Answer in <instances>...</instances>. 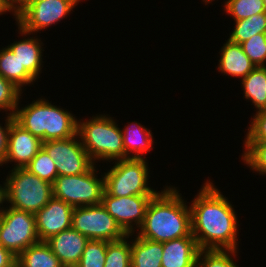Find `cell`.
<instances>
[{
    "label": "cell",
    "instance_id": "obj_18",
    "mask_svg": "<svg viewBox=\"0 0 266 267\" xmlns=\"http://www.w3.org/2000/svg\"><path fill=\"white\" fill-rule=\"evenodd\" d=\"M42 42L38 38L28 37L20 41H14V43L8 45L11 51L17 56L25 69L35 78H39L41 73L42 59ZM38 77V78H37Z\"/></svg>",
    "mask_w": 266,
    "mask_h": 267
},
{
    "label": "cell",
    "instance_id": "obj_31",
    "mask_svg": "<svg viewBox=\"0 0 266 267\" xmlns=\"http://www.w3.org/2000/svg\"><path fill=\"white\" fill-rule=\"evenodd\" d=\"M240 45L256 67L266 66V33L254 35Z\"/></svg>",
    "mask_w": 266,
    "mask_h": 267
},
{
    "label": "cell",
    "instance_id": "obj_33",
    "mask_svg": "<svg viewBox=\"0 0 266 267\" xmlns=\"http://www.w3.org/2000/svg\"><path fill=\"white\" fill-rule=\"evenodd\" d=\"M244 142H266V109L256 112Z\"/></svg>",
    "mask_w": 266,
    "mask_h": 267
},
{
    "label": "cell",
    "instance_id": "obj_5",
    "mask_svg": "<svg viewBox=\"0 0 266 267\" xmlns=\"http://www.w3.org/2000/svg\"><path fill=\"white\" fill-rule=\"evenodd\" d=\"M10 172L4 182L9 207L35 214L53 197L52 184L26 168H12Z\"/></svg>",
    "mask_w": 266,
    "mask_h": 267
},
{
    "label": "cell",
    "instance_id": "obj_40",
    "mask_svg": "<svg viewBox=\"0 0 266 267\" xmlns=\"http://www.w3.org/2000/svg\"><path fill=\"white\" fill-rule=\"evenodd\" d=\"M204 1L205 5L209 4L210 2H212L213 0H202ZM228 1V0H227Z\"/></svg>",
    "mask_w": 266,
    "mask_h": 267
},
{
    "label": "cell",
    "instance_id": "obj_13",
    "mask_svg": "<svg viewBox=\"0 0 266 267\" xmlns=\"http://www.w3.org/2000/svg\"><path fill=\"white\" fill-rule=\"evenodd\" d=\"M74 208L68 203L52 197L35 215L36 230L40 241L72 227Z\"/></svg>",
    "mask_w": 266,
    "mask_h": 267
},
{
    "label": "cell",
    "instance_id": "obj_24",
    "mask_svg": "<svg viewBox=\"0 0 266 267\" xmlns=\"http://www.w3.org/2000/svg\"><path fill=\"white\" fill-rule=\"evenodd\" d=\"M235 24L228 40L240 44L254 35L266 33V13H259L249 18L235 21Z\"/></svg>",
    "mask_w": 266,
    "mask_h": 267
},
{
    "label": "cell",
    "instance_id": "obj_2",
    "mask_svg": "<svg viewBox=\"0 0 266 267\" xmlns=\"http://www.w3.org/2000/svg\"><path fill=\"white\" fill-rule=\"evenodd\" d=\"M175 187H165L150 200L137 235L156 242L189 236L191 211Z\"/></svg>",
    "mask_w": 266,
    "mask_h": 267
},
{
    "label": "cell",
    "instance_id": "obj_15",
    "mask_svg": "<svg viewBox=\"0 0 266 267\" xmlns=\"http://www.w3.org/2000/svg\"><path fill=\"white\" fill-rule=\"evenodd\" d=\"M88 241L86 236L71 227L51 236L45 242L65 267L78 265Z\"/></svg>",
    "mask_w": 266,
    "mask_h": 267
},
{
    "label": "cell",
    "instance_id": "obj_42",
    "mask_svg": "<svg viewBox=\"0 0 266 267\" xmlns=\"http://www.w3.org/2000/svg\"><path fill=\"white\" fill-rule=\"evenodd\" d=\"M263 3H264V6H265V8H266V0H263Z\"/></svg>",
    "mask_w": 266,
    "mask_h": 267
},
{
    "label": "cell",
    "instance_id": "obj_37",
    "mask_svg": "<svg viewBox=\"0 0 266 267\" xmlns=\"http://www.w3.org/2000/svg\"><path fill=\"white\" fill-rule=\"evenodd\" d=\"M4 186L0 185V215L4 212V207L1 208V205L6 202V187L5 183Z\"/></svg>",
    "mask_w": 266,
    "mask_h": 267
},
{
    "label": "cell",
    "instance_id": "obj_19",
    "mask_svg": "<svg viewBox=\"0 0 266 267\" xmlns=\"http://www.w3.org/2000/svg\"><path fill=\"white\" fill-rule=\"evenodd\" d=\"M121 130L123 134V146L127 159L145 158L142 157L144 156L143 154L149 152L153 148L152 145L154 142L151 130H148L146 127H143L140 123L135 121ZM130 153H132V155Z\"/></svg>",
    "mask_w": 266,
    "mask_h": 267
},
{
    "label": "cell",
    "instance_id": "obj_16",
    "mask_svg": "<svg viewBox=\"0 0 266 267\" xmlns=\"http://www.w3.org/2000/svg\"><path fill=\"white\" fill-rule=\"evenodd\" d=\"M162 244V267H197L200 248L192 233Z\"/></svg>",
    "mask_w": 266,
    "mask_h": 267
},
{
    "label": "cell",
    "instance_id": "obj_9",
    "mask_svg": "<svg viewBox=\"0 0 266 267\" xmlns=\"http://www.w3.org/2000/svg\"><path fill=\"white\" fill-rule=\"evenodd\" d=\"M72 228L89 240L110 242L127 236L102 204L75 207Z\"/></svg>",
    "mask_w": 266,
    "mask_h": 267
},
{
    "label": "cell",
    "instance_id": "obj_23",
    "mask_svg": "<svg viewBox=\"0 0 266 267\" xmlns=\"http://www.w3.org/2000/svg\"><path fill=\"white\" fill-rule=\"evenodd\" d=\"M246 100H251L256 112L266 109V66L255 67L241 80Z\"/></svg>",
    "mask_w": 266,
    "mask_h": 267
},
{
    "label": "cell",
    "instance_id": "obj_17",
    "mask_svg": "<svg viewBox=\"0 0 266 267\" xmlns=\"http://www.w3.org/2000/svg\"><path fill=\"white\" fill-rule=\"evenodd\" d=\"M220 52L218 69L224 75H231L236 78L242 77L243 79L256 67L243 52L240 44L227 40Z\"/></svg>",
    "mask_w": 266,
    "mask_h": 267
},
{
    "label": "cell",
    "instance_id": "obj_25",
    "mask_svg": "<svg viewBox=\"0 0 266 267\" xmlns=\"http://www.w3.org/2000/svg\"><path fill=\"white\" fill-rule=\"evenodd\" d=\"M132 235L108 242L104 267H131V244L128 238Z\"/></svg>",
    "mask_w": 266,
    "mask_h": 267
},
{
    "label": "cell",
    "instance_id": "obj_1",
    "mask_svg": "<svg viewBox=\"0 0 266 267\" xmlns=\"http://www.w3.org/2000/svg\"><path fill=\"white\" fill-rule=\"evenodd\" d=\"M189 207L191 232L200 249H238L236 212L210 180L204 183Z\"/></svg>",
    "mask_w": 266,
    "mask_h": 267
},
{
    "label": "cell",
    "instance_id": "obj_27",
    "mask_svg": "<svg viewBox=\"0 0 266 267\" xmlns=\"http://www.w3.org/2000/svg\"><path fill=\"white\" fill-rule=\"evenodd\" d=\"M25 168L34 175L38 176L40 179L51 184L54 183L58 176L54 160L43 148L38 151L37 155Z\"/></svg>",
    "mask_w": 266,
    "mask_h": 267
},
{
    "label": "cell",
    "instance_id": "obj_26",
    "mask_svg": "<svg viewBox=\"0 0 266 267\" xmlns=\"http://www.w3.org/2000/svg\"><path fill=\"white\" fill-rule=\"evenodd\" d=\"M231 14L234 21L243 20L259 13H266L263 0H228L224 11Z\"/></svg>",
    "mask_w": 266,
    "mask_h": 267
},
{
    "label": "cell",
    "instance_id": "obj_28",
    "mask_svg": "<svg viewBox=\"0 0 266 267\" xmlns=\"http://www.w3.org/2000/svg\"><path fill=\"white\" fill-rule=\"evenodd\" d=\"M230 253L237 256V250L200 249L197 267H238Z\"/></svg>",
    "mask_w": 266,
    "mask_h": 267
},
{
    "label": "cell",
    "instance_id": "obj_12",
    "mask_svg": "<svg viewBox=\"0 0 266 267\" xmlns=\"http://www.w3.org/2000/svg\"><path fill=\"white\" fill-rule=\"evenodd\" d=\"M154 195H132L115 197L107 194L102 195V205L107 212L116 220L122 230L128 234H134V228L138 230L142 226L146 210ZM136 225L135 227H133Z\"/></svg>",
    "mask_w": 266,
    "mask_h": 267
},
{
    "label": "cell",
    "instance_id": "obj_32",
    "mask_svg": "<svg viewBox=\"0 0 266 267\" xmlns=\"http://www.w3.org/2000/svg\"><path fill=\"white\" fill-rule=\"evenodd\" d=\"M21 91L15 87L7 79L0 75V110L10 111V115H14L19 99L21 98Z\"/></svg>",
    "mask_w": 266,
    "mask_h": 267
},
{
    "label": "cell",
    "instance_id": "obj_38",
    "mask_svg": "<svg viewBox=\"0 0 266 267\" xmlns=\"http://www.w3.org/2000/svg\"><path fill=\"white\" fill-rule=\"evenodd\" d=\"M7 11L13 12L12 6L6 0H0V15Z\"/></svg>",
    "mask_w": 266,
    "mask_h": 267
},
{
    "label": "cell",
    "instance_id": "obj_43",
    "mask_svg": "<svg viewBox=\"0 0 266 267\" xmlns=\"http://www.w3.org/2000/svg\"><path fill=\"white\" fill-rule=\"evenodd\" d=\"M65 267H78L77 265H74V266H65Z\"/></svg>",
    "mask_w": 266,
    "mask_h": 267
},
{
    "label": "cell",
    "instance_id": "obj_8",
    "mask_svg": "<svg viewBox=\"0 0 266 267\" xmlns=\"http://www.w3.org/2000/svg\"><path fill=\"white\" fill-rule=\"evenodd\" d=\"M38 242L35 215L12 207L5 208L0 215V245L17 257Z\"/></svg>",
    "mask_w": 266,
    "mask_h": 267
},
{
    "label": "cell",
    "instance_id": "obj_41",
    "mask_svg": "<svg viewBox=\"0 0 266 267\" xmlns=\"http://www.w3.org/2000/svg\"><path fill=\"white\" fill-rule=\"evenodd\" d=\"M12 267H20L17 263H15Z\"/></svg>",
    "mask_w": 266,
    "mask_h": 267
},
{
    "label": "cell",
    "instance_id": "obj_4",
    "mask_svg": "<svg viewBox=\"0 0 266 267\" xmlns=\"http://www.w3.org/2000/svg\"><path fill=\"white\" fill-rule=\"evenodd\" d=\"M107 116L101 114L85 122L78 121L79 139L94 163L95 160L127 159L122 130L112 117Z\"/></svg>",
    "mask_w": 266,
    "mask_h": 267
},
{
    "label": "cell",
    "instance_id": "obj_3",
    "mask_svg": "<svg viewBox=\"0 0 266 267\" xmlns=\"http://www.w3.org/2000/svg\"><path fill=\"white\" fill-rule=\"evenodd\" d=\"M33 102L22 109L17 106L14 113L15 121L25 130L42 142L67 139L77 134L78 121L72 113L44 98Z\"/></svg>",
    "mask_w": 266,
    "mask_h": 267
},
{
    "label": "cell",
    "instance_id": "obj_11",
    "mask_svg": "<svg viewBox=\"0 0 266 267\" xmlns=\"http://www.w3.org/2000/svg\"><path fill=\"white\" fill-rule=\"evenodd\" d=\"M78 138L77 133L67 139L42 142V148L54 160L58 176L80 175L95 165Z\"/></svg>",
    "mask_w": 266,
    "mask_h": 267
},
{
    "label": "cell",
    "instance_id": "obj_39",
    "mask_svg": "<svg viewBox=\"0 0 266 267\" xmlns=\"http://www.w3.org/2000/svg\"><path fill=\"white\" fill-rule=\"evenodd\" d=\"M6 1L13 7L16 0H6Z\"/></svg>",
    "mask_w": 266,
    "mask_h": 267
},
{
    "label": "cell",
    "instance_id": "obj_10",
    "mask_svg": "<svg viewBox=\"0 0 266 267\" xmlns=\"http://www.w3.org/2000/svg\"><path fill=\"white\" fill-rule=\"evenodd\" d=\"M81 0H46L27 5L16 17L21 36L35 34L39 30L57 24Z\"/></svg>",
    "mask_w": 266,
    "mask_h": 267
},
{
    "label": "cell",
    "instance_id": "obj_35",
    "mask_svg": "<svg viewBox=\"0 0 266 267\" xmlns=\"http://www.w3.org/2000/svg\"><path fill=\"white\" fill-rule=\"evenodd\" d=\"M17 262V257L0 245V267H12Z\"/></svg>",
    "mask_w": 266,
    "mask_h": 267
},
{
    "label": "cell",
    "instance_id": "obj_7",
    "mask_svg": "<svg viewBox=\"0 0 266 267\" xmlns=\"http://www.w3.org/2000/svg\"><path fill=\"white\" fill-rule=\"evenodd\" d=\"M94 165L80 175L57 176L52 184L53 197L68 203L73 208L102 203L104 175L98 178Z\"/></svg>",
    "mask_w": 266,
    "mask_h": 267
},
{
    "label": "cell",
    "instance_id": "obj_14",
    "mask_svg": "<svg viewBox=\"0 0 266 267\" xmlns=\"http://www.w3.org/2000/svg\"><path fill=\"white\" fill-rule=\"evenodd\" d=\"M42 148V140L25 130L15 120L10 125L8 151L4 164L15 162V168H25Z\"/></svg>",
    "mask_w": 266,
    "mask_h": 267
},
{
    "label": "cell",
    "instance_id": "obj_34",
    "mask_svg": "<svg viewBox=\"0 0 266 267\" xmlns=\"http://www.w3.org/2000/svg\"><path fill=\"white\" fill-rule=\"evenodd\" d=\"M7 118L5 119V126H1L0 124V166L4 164V161L7 156L8 151V134L10 130L11 123L15 120L14 115H10L9 113Z\"/></svg>",
    "mask_w": 266,
    "mask_h": 267
},
{
    "label": "cell",
    "instance_id": "obj_29",
    "mask_svg": "<svg viewBox=\"0 0 266 267\" xmlns=\"http://www.w3.org/2000/svg\"><path fill=\"white\" fill-rule=\"evenodd\" d=\"M242 161L253 171L266 174V142H245Z\"/></svg>",
    "mask_w": 266,
    "mask_h": 267
},
{
    "label": "cell",
    "instance_id": "obj_20",
    "mask_svg": "<svg viewBox=\"0 0 266 267\" xmlns=\"http://www.w3.org/2000/svg\"><path fill=\"white\" fill-rule=\"evenodd\" d=\"M135 236L131 242V267H162V242Z\"/></svg>",
    "mask_w": 266,
    "mask_h": 267
},
{
    "label": "cell",
    "instance_id": "obj_21",
    "mask_svg": "<svg viewBox=\"0 0 266 267\" xmlns=\"http://www.w3.org/2000/svg\"><path fill=\"white\" fill-rule=\"evenodd\" d=\"M0 75L21 92L24 85L34 83L36 80L24 66H21L17 56L8 46L0 50Z\"/></svg>",
    "mask_w": 266,
    "mask_h": 267
},
{
    "label": "cell",
    "instance_id": "obj_30",
    "mask_svg": "<svg viewBox=\"0 0 266 267\" xmlns=\"http://www.w3.org/2000/svg\"><path fill=\"white\" fill-rule=\"evenodd\" d=\"M109 241L89 240L78 263V267H104Z\"/></svg>",
    "mask_w": 266,
    "mask_h": 267
},
{
    "label": "cell",
    "instance_id": "obj_6",
    "mask_svg": "<svg viewBox=\"0 0 266 267\" xmlns=\"http://www.w3.org/2000/svg\"><path fill=\"white\" fill-rule=\"evenodd\" d=\"M145 158L117 160L104 174V191L115 197L132 195H155L157 191L148 184L149 172Z\"/></svg>",
    "mask_w": 266,
    "mask_h": 267
},
{
    "label": "cell",
    "instance_id": "obj_22",
    "mask_svg": "<svg viewBox=\"0 0 266 267\" xmlns=\"http://www.w3.org/2000/svg\"><path fill=\"white\" fill-rule=\"evenodd\" d=\"M16 263L20 267H64L45 241H40L22 251L17 256Z\"/></svg>",
    "mask_w": 266,
    "mask_h": 267
},
{
    "label": "cell",
    "instance_id": "obj_36",
    "mask_svg": "<svg viewBox=\"0 0 266 267\" xmlns=\"http://www.w3.org/2000/svg\"><path fill=\"white\" fill-rule=\"evenodd\" d=\"M39 1H46V0H16L12 9L13 15L16 17L27 5L33 4Z\"/></svg>",
    "mask_w": 266,
    "mask_h": 267
}]
</instances>
